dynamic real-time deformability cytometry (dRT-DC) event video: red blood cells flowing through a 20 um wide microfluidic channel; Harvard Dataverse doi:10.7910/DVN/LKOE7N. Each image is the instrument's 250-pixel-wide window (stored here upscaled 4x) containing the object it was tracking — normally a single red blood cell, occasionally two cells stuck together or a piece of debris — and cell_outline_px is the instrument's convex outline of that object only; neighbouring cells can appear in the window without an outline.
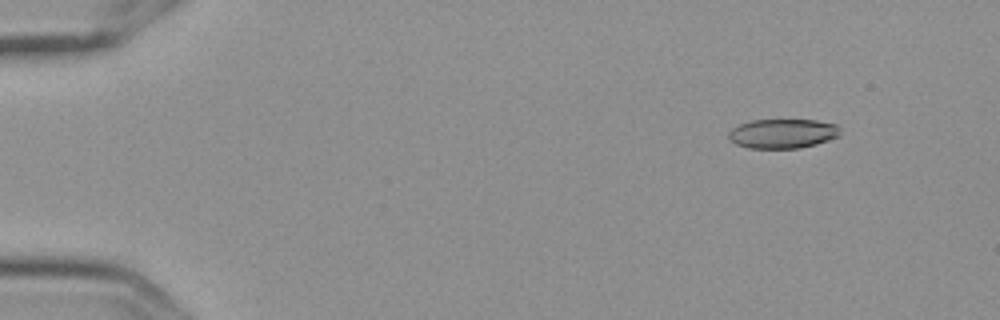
{"species": "Egyptian fruit bat (a non-hibernating species)", "species_latin": "Rousettus aegyptiacus", "temperature_condition": "cold", "stored_images_in_passage": 5, "camera_frame_rate_fps": 3000, "um_per_image_px": 0.085, "frame": {"image": 1, "passage_image": 2, "time_ms": 0.333, "image_size_px": [1000, 320], "cell_outline_px": [[840, 136], [816, 144], [800, 148], [748, 148], [736, 144], [728, 140], [728, 132], [732, 128], [740, 124], [752, 120], [816, 120], [836, 124], [840, 128]], "centroid_in_image_um": [66.52, 11.35], "position_along_channel_um": 18.5, "area_um2": 19.25}}
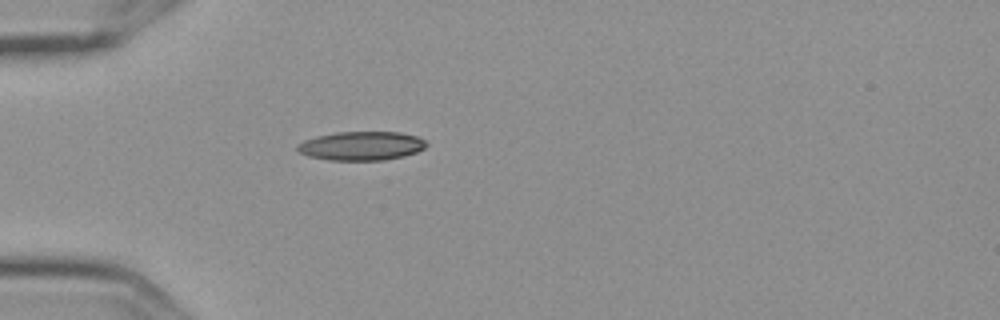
{"frame": {"image": 2, "passage_image": 5, "time_ms": 1.333, "image_size_px": [1000, 320], "cell_outline_px": [[428, 144], [424, 148], [416, 152], [404, 156], [384, 160], [328, 160], [308, 156], [300, 152], [296, 148], [296, 144], [304, 140], [316, 136], [336, 132], [400, 132], [416, 136], [424, 140]], "centroid_in_image_um": [30.7, 12.4], "position_along_channel_um": 54.3, "area_um2": 21.73}}